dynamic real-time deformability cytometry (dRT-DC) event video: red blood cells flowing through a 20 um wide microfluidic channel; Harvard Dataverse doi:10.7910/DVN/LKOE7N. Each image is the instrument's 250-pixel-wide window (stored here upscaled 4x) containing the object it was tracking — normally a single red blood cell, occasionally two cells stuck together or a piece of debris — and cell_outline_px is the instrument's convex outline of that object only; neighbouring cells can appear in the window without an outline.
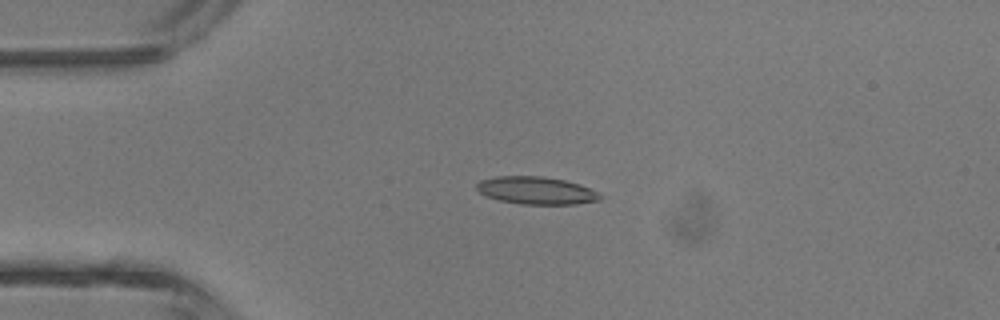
{"species": "common noctule bat (a hibernating species)", "species_latin": "Nyctalus noctula", "temperature_condition": "room temperature", "stored_images_in_passage": 5, "camera_frame_rate_fps": 3000, "um_per_image_px": 0.085, "animal": {"sex": "male", "body_mass_g": 13.3}, "frame": {"image": 1, "passage_image": 3, "time_ms": 3.0, "image_size_px": [1000, 320], "cell_outline_px": [[604, 196], [600, 200], [576, 204], [520, 204], [500, 200], [488, 196], [480, 192], [476, 188], [476, 184], [480, 180], [496, 176], [544, 176], [564, 180], [580, 184], [600, 192]], "centroid_in_image_um": [45.63, 16.19], "position_along_channel_um": 39.4, "area_um2": 19.94}}
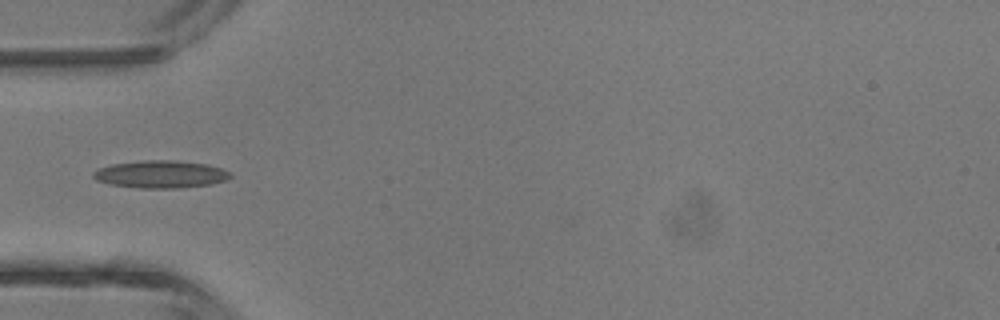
{"frame": {"image": 2, "passage_image": 4, "time_ms": 4.333, "image_size_px": [1000, 320], "cell_outline_px": [[232, 176], [228, 180], [212, 184], [180, 188], [136, 188], [112, 184], [96, 180], [92, 176], [92, 172], [100, 168], [112, 164], [144, 160], [176, 160], [208, 164], [232, 172]], "centroid_in_image_um": [13.7, 14.81], "position_along_channel_um": 71.3, "area_um2": 22.14}}
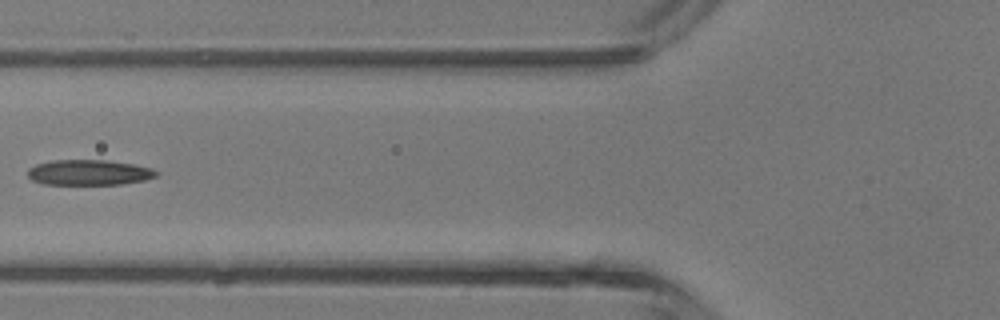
{"frame": {"image": 3, "passage_image": 5, "time_ms": 5.333, "image_size_px": [1000, 320], "cell_outline_px": [[160, 172], [156, 176], [144, 180], [120, 184], [44, 184], [32, 180], [28, 176], [28, 168], [36, 164], [52, 160], [108, 160], [132, 164], [152, 168]], "centroid_in_image_um": [7.56, 14.65], "position_along_channel_um": 118.2, "area_um2": 19.02}}